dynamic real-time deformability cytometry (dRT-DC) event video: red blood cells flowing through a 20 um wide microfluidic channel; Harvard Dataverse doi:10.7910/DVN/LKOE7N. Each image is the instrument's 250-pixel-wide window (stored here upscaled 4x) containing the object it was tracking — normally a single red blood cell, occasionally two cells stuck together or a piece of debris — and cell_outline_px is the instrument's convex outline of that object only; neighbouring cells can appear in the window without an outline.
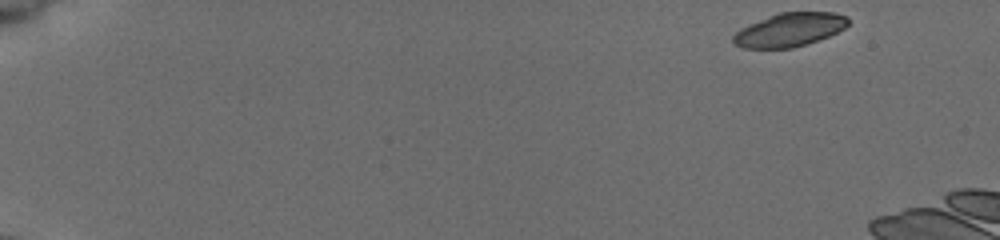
{"species": "common noctule bat (a hibernating species)", "species_latin": "Nyctalus noctula", "temperature_condition": "cold", "stored_images_in_passage": 45, "camera_frame_rate_fps": 3000, "um_per_image_px": 0.085, "animal": {"sex": "female", "body_mass_g": 19.5, "forearm_length_mm": 54.1}, "frame": {"image": 1, "passage_image": 1, "time_ms": 0.0, "image_size_px": [1000, 240], "cell_outline_px": [[848, 24], [844, 28], [828, 36], [808, 44], [792, 48], [744, 48], [736, 44], [732, 40], [732, 36], [740, 28], [748, 24], [780, 12], [832, 12], [848, 16]], "centroid_in_image_um": [67.1, 2.53], "position_along_channel_um": 17.9, "area_um2": 22.43}}
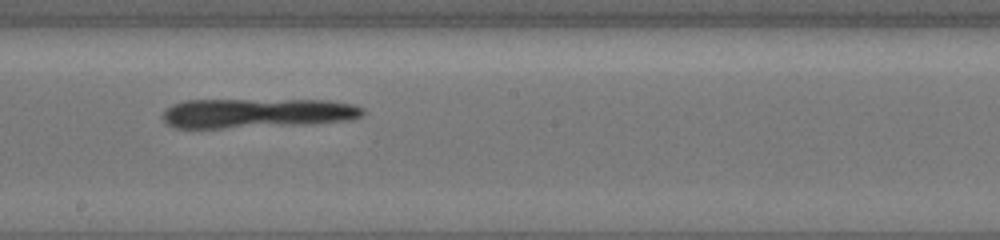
{"frame": {"image": 2, "passage_image": 29, "time_ms": 9.333, "image_size_px": [1000, 240], "cell_outline_px": [[364, 112], [360, 116], [352, 120], [304, 124], [220, 128], [176, 128], [168, 124], [160, 116], [172, 104], [184, 100], [328, 100], [352, 104], [364, 108]], "centroid_in_image_um": [21.83, 9.61], "position_along_channel_um": 226.4, "area_um2": 34.51}}
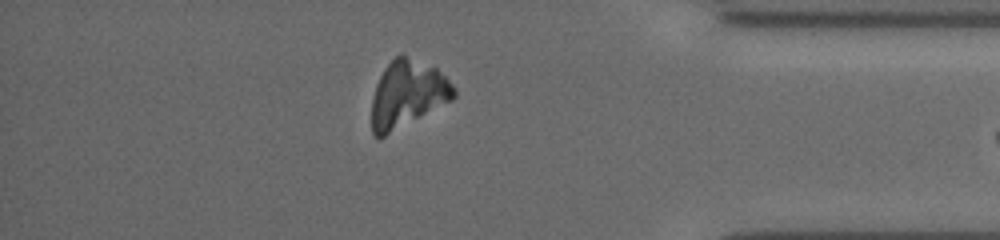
{"frame": {"image": 3, "passage_image": 44, "time_ms": 14.333, "image_size_px": [1000, 240], "cell_outline_px": [[456, 96], [452, 100], [380, 140], [372, 132], [372, 100], [376, 84], [384, 68], [400, 52], [404, 52], [436, 68], [456, 88]], "centroid_in_image_um": [34.63, 7.99], "position_along_channel_um": 400.6, "area_um2": 32.48}}